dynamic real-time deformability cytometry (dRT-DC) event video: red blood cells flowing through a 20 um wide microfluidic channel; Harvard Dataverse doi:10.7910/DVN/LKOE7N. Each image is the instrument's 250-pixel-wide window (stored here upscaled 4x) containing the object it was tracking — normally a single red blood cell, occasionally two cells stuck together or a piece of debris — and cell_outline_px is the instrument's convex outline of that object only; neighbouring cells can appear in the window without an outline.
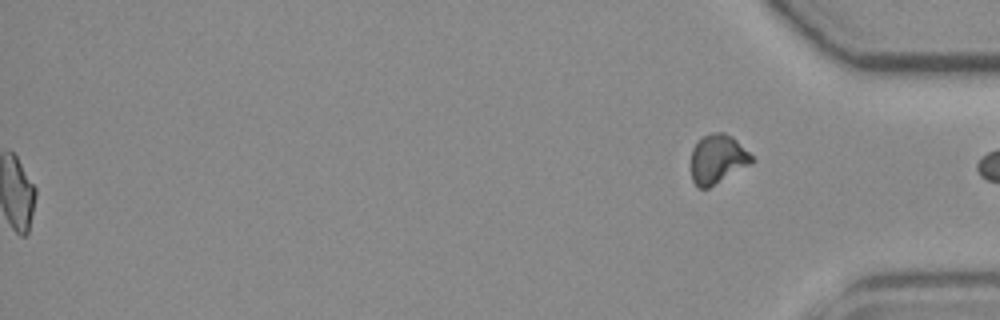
{"species": "common noctule bat (a hibernating species)", "species_latin": "Nyctalus noctula", "temperature_condition": "room temperature", "stored_images_in_passage": 53, "segment_of_instrument_passage": [2, 2], "camera_frame_rate_fps": 3000, "um_per_image_px": 0.085, "animal": {"sex": "female", "body_mass_g": 19.3, "forearm_length_mm": 54.1}, "frame": {"image": 1, "passage_image": 53, "time_ms": 17.333, "image_size_px": [1000, 320], "cell_outline_px": [[756, 160], [708, 188], [700, 188], [692, 180], [692, 148], [704, 136], [712, 132], [724, 132], [732, 136]], "centroid_in_image_um": [60.99, 13.5], "position_along_channel_um": 374.2, "area_um2": 16.94}}